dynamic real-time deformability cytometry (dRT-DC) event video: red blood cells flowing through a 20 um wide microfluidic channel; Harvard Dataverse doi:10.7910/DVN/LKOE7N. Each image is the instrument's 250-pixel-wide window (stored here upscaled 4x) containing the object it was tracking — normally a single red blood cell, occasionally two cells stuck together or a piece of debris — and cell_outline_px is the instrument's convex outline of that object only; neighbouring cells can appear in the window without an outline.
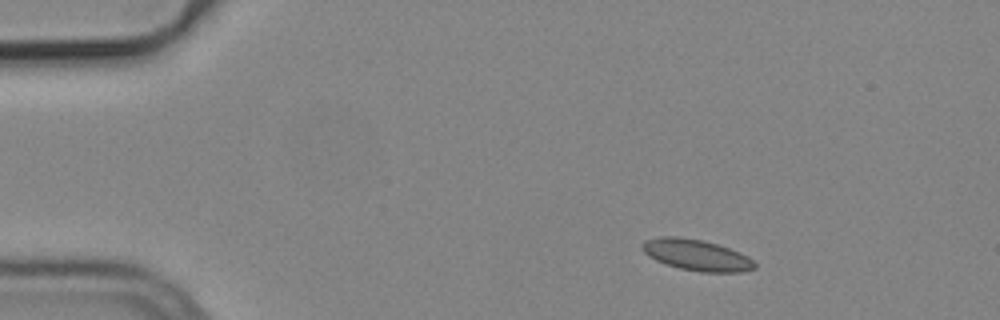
{"species": "common noctule bat (a hibernating species)", "species_latin": "Nyctalus noctula", "temperature_condition": "cold", "stored_images_in_passage": 3, "camera_frame_rate_fps": 3000, "um_per_image_px": 0.085, "animal": {"sex": "male", "body_mass_g": 19.2, "forearm_length_mm": 51.8}, "frame": {"image": 1, "passage_image": 2, "time_ms": 0.333, "image_size_px": [1000, 320], "cell_outline_px": [[756, 268], [740, 272], [700, 272], [680, 268], [656, 260], [648, 256], [640, 248], [640, 244], [644, 240], [660, 236], [676, 236], [704, 240], [740, 252], [748, 256], [756, 264]], "centroid_in_image_um": [59.18, 21.66], "position_along_channel_um": 25.8, "area_um2": 20.46}}